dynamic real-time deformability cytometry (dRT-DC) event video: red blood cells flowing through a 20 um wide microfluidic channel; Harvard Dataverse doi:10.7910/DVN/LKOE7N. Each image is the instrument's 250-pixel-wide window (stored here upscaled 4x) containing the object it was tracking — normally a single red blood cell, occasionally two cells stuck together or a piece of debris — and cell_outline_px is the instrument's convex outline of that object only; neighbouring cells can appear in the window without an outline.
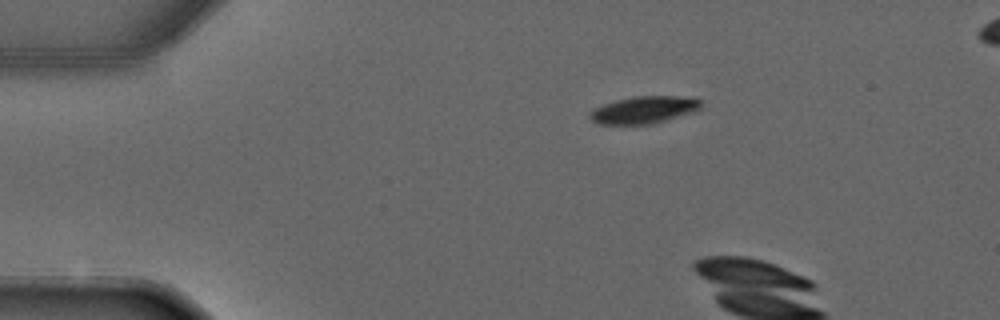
{"species": "common noctule bat (a hibernating species)", "species_latin": "Nyctalus noctula", "temperature_condition": "warm", "stored_images_in_passage": 3, "camera_frame_rate_fps": 3000, "um_per_image_px": 0.085, "animal": {"sex": "male", "forearm_length_mm": 52.5}, "frame": {"image": 1, "passage_image": 1, "time_ms": 0.0, "image_size_px": [1000, 320], "cell_outline_px": [[700, 108], [696, 112], [652, 124], [596, 124], [588, 116], [592, 108], [616, 100], [632, 96], [676, 96], [700, 100]], "centroid_in_image_um": [54.7, 9.34], "position_along_channel_um": 30.3, "area_um2": 17.69}}